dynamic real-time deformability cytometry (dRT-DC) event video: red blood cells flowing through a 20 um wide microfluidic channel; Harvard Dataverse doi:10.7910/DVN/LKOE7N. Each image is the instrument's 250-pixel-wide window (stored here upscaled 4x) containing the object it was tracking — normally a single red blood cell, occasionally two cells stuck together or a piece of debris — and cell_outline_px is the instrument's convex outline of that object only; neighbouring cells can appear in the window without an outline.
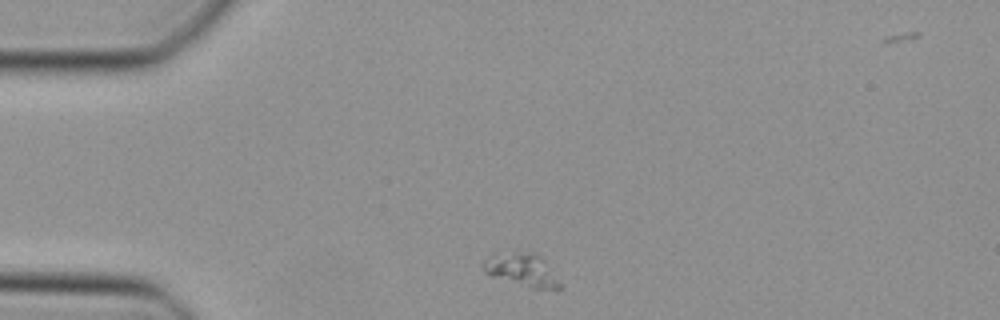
{"species": "Egyptian fruit bat (a non-hibernating species)", "species_latin": "Rousettus aegyptiacus", "temperature_condition": "cold", "stored_images_in_passage": 40, "camera_frame_rate_fps": 3000, "um_per_image_px": 0.085, "animal": {"sex": "female"}, "frame": {"image": 1, "passage_image": 1, "time_ms": 0.0, "image_size_px": [1000, 320], "cell_outline_px": [[560, 288], [528, 288], [492, 276], [484, 272], [484, 260], [520, 252], [532, 252], [536, 256], [560, 284]], "centroid_in_image_um": [44.31, 23.01], "position_along_channel_um": 40.7, "area_um2": 13.18}}
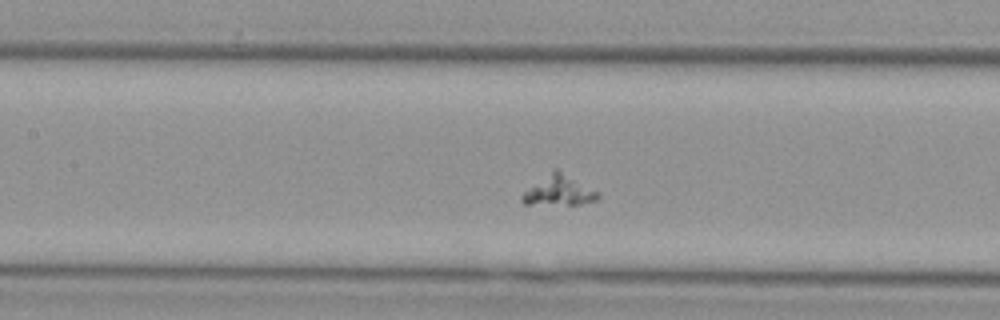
{"frame": {"image": 2, "passage_image": 12, "time_ms": 3.667, "image_size_px": [1000, 320], "cell_outline_px": [[600, 196], [596, 200], [580, 204], [524, 204], [520, 200], [520, 196], [524, 192], [552, 168], [556, 168], [600, 192]], "centroid_in_image_um": [47.51, 16.18], "position_along_channel_um": 159.9, "area_um2": 13.35}}
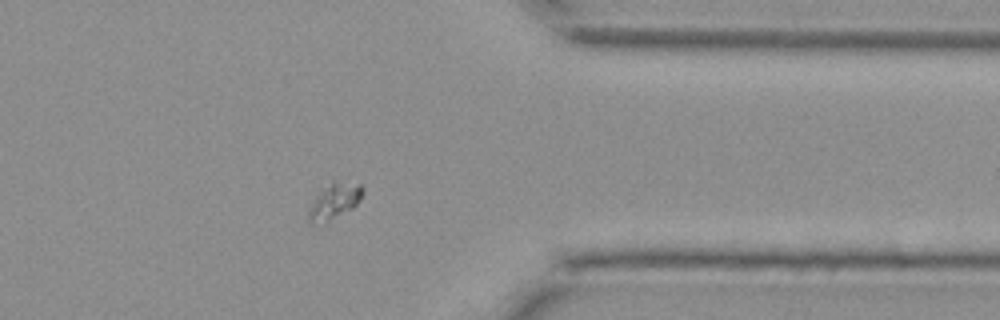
{"frame": {"image": 3, "passage_image": 29, "time_ms": 9.333, "image_size_px": [1000, 320], "cell_outline_px": [[364, 192], [360, 200], [352, 208], [324, 224], [308, 224], [308, 208], [320, 188], [332, 180], [336, 180], [360, 184], [364, 188]], "centroid_in_image_um": [28.38, 17.09], "position_along_channel_um": 383.0, "area_um2": 11.79}}